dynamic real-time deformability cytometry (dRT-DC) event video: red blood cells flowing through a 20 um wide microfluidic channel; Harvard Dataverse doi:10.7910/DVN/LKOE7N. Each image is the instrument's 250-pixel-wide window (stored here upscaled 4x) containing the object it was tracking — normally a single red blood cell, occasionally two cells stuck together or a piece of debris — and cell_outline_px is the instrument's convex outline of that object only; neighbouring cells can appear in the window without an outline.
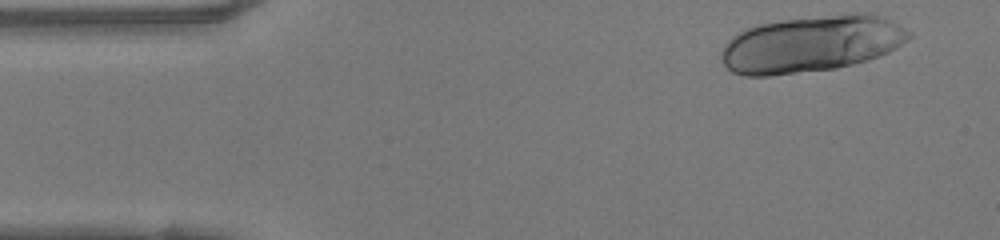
{"species": "human", "species_latin": "Homo sapiens", "temperature_condition": "warm", "stored_images_in_passage": 45, "segment_of_instrument_passage": [1, 2], "camera_frame_rate_fps": 3000, "um_per_image_px": 0.085, "donor": {"sex": "female"}, "frame": {"image": 1, "passage_image": 1, "time_ms": 0.0, "image_size_px": [1000, 240], "cell_outline_px": [[912, 36], [908, 40], [896, 48], [880, 56], [868, 60], [836, 68], [768, 76], [744, 76], [732, 72], [720, 60], [720, 52], [724, 44], [732, 36], [744, 28], [756, 24], [780, 20], [852, 12], [876, 12], [912, 32]], "centroid_in_image_um": [68.96, 3.71], "position_along_channel_um": 16.0, "area_um2": 62.77}}